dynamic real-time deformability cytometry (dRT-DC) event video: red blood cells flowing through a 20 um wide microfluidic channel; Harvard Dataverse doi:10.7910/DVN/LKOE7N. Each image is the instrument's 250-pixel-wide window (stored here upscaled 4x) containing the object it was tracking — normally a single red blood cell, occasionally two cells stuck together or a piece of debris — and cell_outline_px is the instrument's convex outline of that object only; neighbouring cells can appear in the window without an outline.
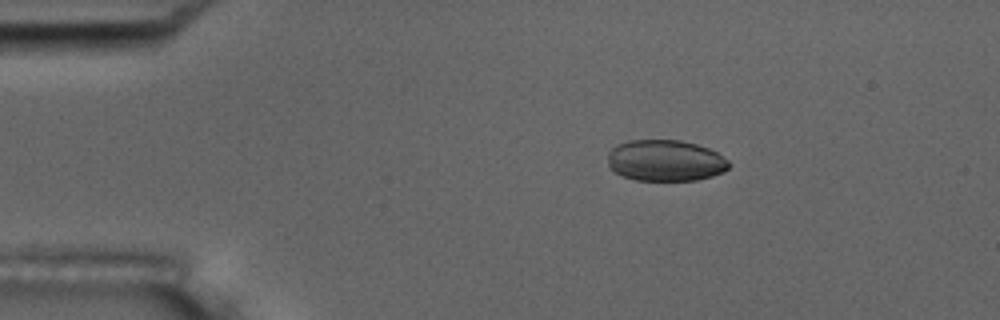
{"species": "common noctule bat (a hibernating species)", "species_latin": "Nyctalus noctula", "temperature_condition": "room temperature", "stored_images_in_passage": 46, "camera_frame_rate_fps": 3000, "um_per_image_px": 0.085, "animal": {"sex": "male", "body_mass_g": 17.5, "forearm_length_mm": 52.3}, "frame": {"image": 1, "passage_image": 1, "time_ms": 0.0, "image_size_px": [1000, 320], "cell_outline_px": [[732, 164], [724, 172], [712, 176], [696, 180], [636, 180], [624, 176], [608, 168], [608, 152], [616, 144], [628, 140], [680, 140], [696, 144], [708, 148], [716, 152], [728, 160]], "centroid_in_image_um": [56.55, 13.64], "position_along_channel_um": 28.4, "area_um2": 29.3}}
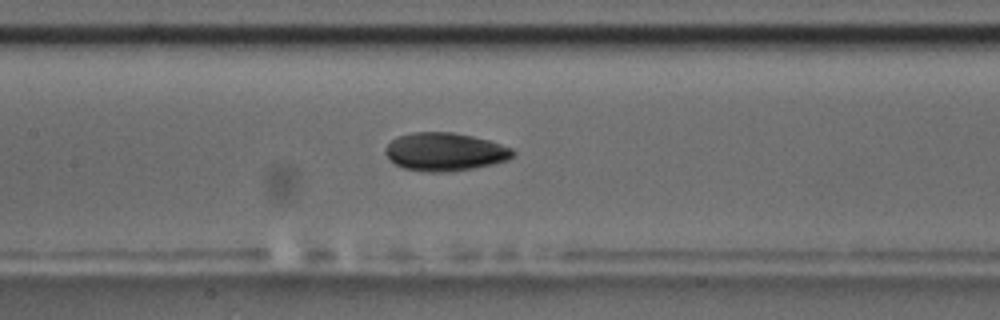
{"frame": {"image": 2, "passage_image": 17, "time_ms": 5.333, "image_size_px": [1000, 320], "cell_outline_px": [[516, 152], [508, 160], [492, 164], [472, 168], [448, 172], [424, 172], [404, 168], [396, 164], [384, 152], [384, 148], [396, 136], [412, 132], [452, 132], [472, 136], [488, 140], [512, 148]], "centroid_in_image_um": [37.8, 12.9], "position_along_channel_um": 169.6, "area_um2": 28.32}}
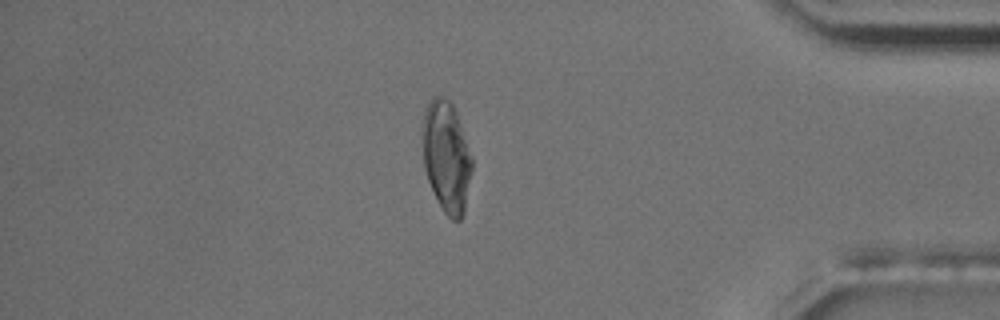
{"frame": {"image": 3, "passage_image": 38, "time_ms": 12.333, "image_size_px": [1000, 320], "cell_outline_px": [[472, 168], [464, 212], [460, 220], [452, 220], [444, 212], [428, 180], [424, 168], [420, 132], [424, 112], [432, 96], [444, 96], [452, 104], [456, 112], [472, 156]], "centroid_in_image_um": [37.92, 13.27], "position_along_channel_um": 397.3, "area_um2": 32.19}, "authors_computed_cell_mechanics": {"area_um2": 29.2757, "velocity_mm_per_s": 3.709, "shape_relaxation_time_tau1_ms": 8.1173, "shape_relaxation_time_tau2_ms": 1.4276, "deformation_change_tau1": 0.18, "deformation_change_tau2": 0.0453}}